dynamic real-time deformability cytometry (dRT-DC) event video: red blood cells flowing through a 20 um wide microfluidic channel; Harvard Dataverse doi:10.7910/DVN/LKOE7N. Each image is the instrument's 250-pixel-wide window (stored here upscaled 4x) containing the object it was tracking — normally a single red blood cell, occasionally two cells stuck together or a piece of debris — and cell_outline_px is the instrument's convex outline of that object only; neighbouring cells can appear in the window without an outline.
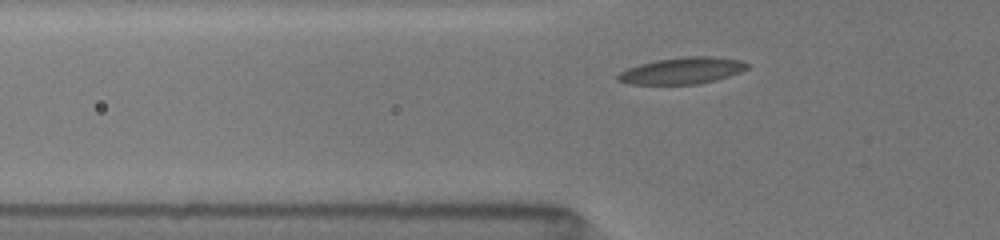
{"species": "common noctule bat (a hibernating species)", "species_latin": "Nyctalus noctula", "temperature_condition": "room temperature", "stored_images_in_passage": 37, "camera_frame_rate_fps": 3000, "um_per_image_px": 0.085, "animal": {"sex": "female", "body_mass_g": 19.5, "forearm_length_mm": 54.1}, "frame": {"image": 1, "passage_image": 6, "time_ms": 1.667, "image_size_px": [1000, 240], "cell_outline_px": [[748, 68], [740, 72], [716, 80], [696, 84], [628, 84], [616, 80], [616, 76], [620, 72], [628, 68], [640, 64], [656, 60], [688, 56], [712, 56], [740, 60], [748, 64]], "centroid_in_image_um": [57.96, 6.01], "position_along_channel_um": 67.8, "area_um2": 19.94}}
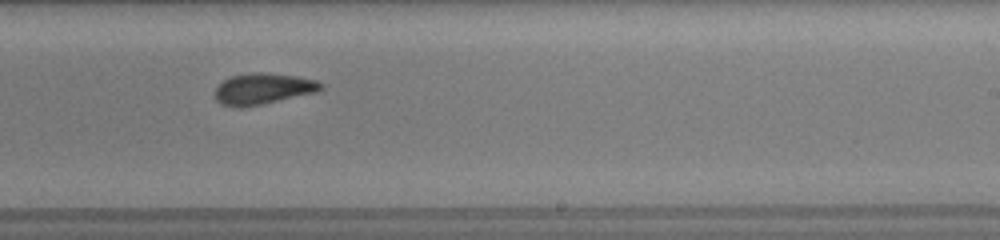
{"frame": {"image": 2, "passage_image": 21, "time_ms": 6.667, "image_size_px": [1000, 240], "cell_outline_px": [[324, 88], [316, 92], [260, 104], [220, 104], [216, 100], [216, 88], [224, 80], [232, 76], [252, 72], [264, 72], [296, 76], [316, 80], [324, 84]], "centroid_in_image_um": [22.43, 7.49], "position_along_channel_um": 266.6, "area_um2": 18.44}}
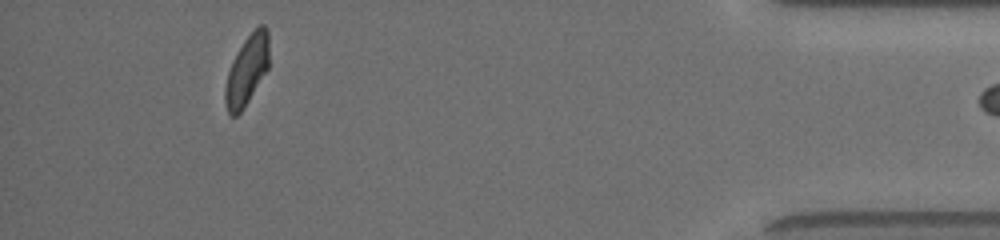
{"frame": {"image": 3, "passage_image": 36, "time_ms": 11.667, "image_size_px": [1000, 240], "cell_outline_px": [[268, 68], [244, 108], [236, 116], [232, 116], [228, 112], [224, 100], [224, 88], [228, 72], [232, 60], [236, 52], [244, 40], [260, 24], [264, 24], [268, 28]], "centroid_in_image_um": [20.97, 5.96], "position_along_channel_um": 414.2, "area_um2": 17.8}}